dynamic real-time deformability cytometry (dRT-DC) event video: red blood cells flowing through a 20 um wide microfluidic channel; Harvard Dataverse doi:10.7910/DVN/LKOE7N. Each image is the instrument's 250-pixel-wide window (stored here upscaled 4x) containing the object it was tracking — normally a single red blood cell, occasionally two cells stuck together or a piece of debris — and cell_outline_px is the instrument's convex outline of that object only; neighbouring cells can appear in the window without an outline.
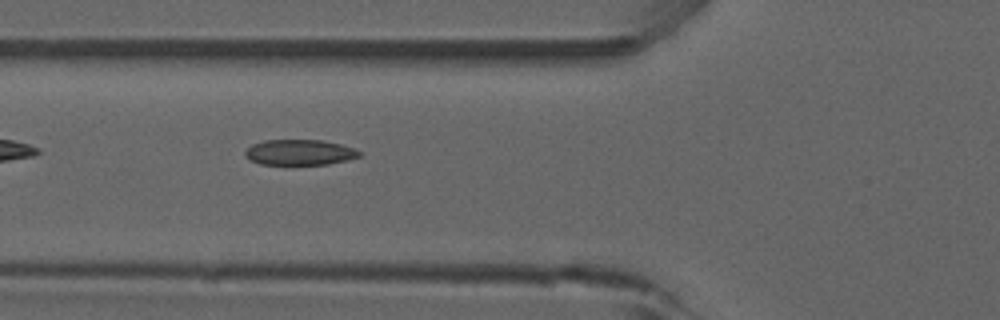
{"species": "common noctule bat (a hibernating species)", "species_latin": "Nyctalus noctula", "temperature_condition": "room temperature", "stored_images_in_passage": 10, "camera_frame_rate_fps": 3000, "um_per_image_px": 0.085, "animal": {"sex": "male", "forearm_length_mm": 52.5}, "frame": {"image": 1, "passage_image": 4, "time_ms": 1.0, "image_size_px": [1000, 320], "cell_outline_px": [[360, 156], [348, 160], [328, 164], [260, 164], [248, 160], [244, 156], [244, 152], [252, 144], [264, 140], [320, 140], [340, 144], [356, 148], [360, 152]], "centroid_in_image_um": [25.45, 12.95], "position_along_channel_um": 100.4, "area_um2": 17.05}}